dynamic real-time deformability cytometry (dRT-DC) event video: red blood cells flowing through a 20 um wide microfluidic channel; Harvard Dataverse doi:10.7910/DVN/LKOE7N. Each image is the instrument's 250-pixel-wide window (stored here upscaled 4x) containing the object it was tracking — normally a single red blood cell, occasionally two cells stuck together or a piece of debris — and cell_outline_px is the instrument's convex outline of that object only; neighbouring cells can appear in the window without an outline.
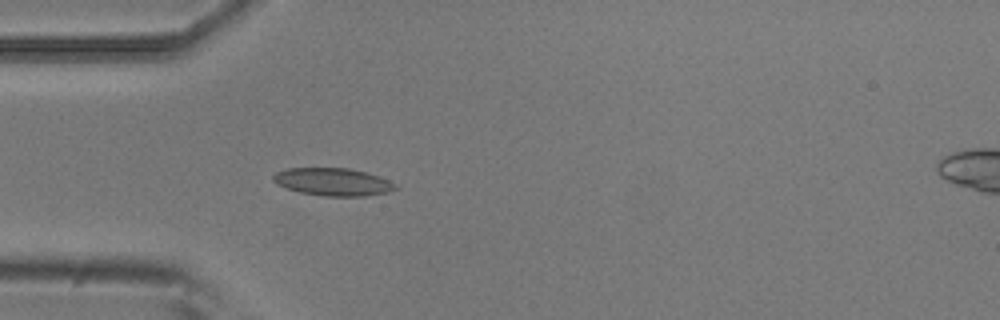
{"species": "common noctule bat (a hibernating species)", "species_latin": "Nyctalus noctula", "temperature_condition": "room temperature", "stored_images_in_passage": 5, "camera_frame_rate_fps": 3000, "um_per_image_px": 0.085, "animal": {"sex": "male", "body_mass_g": 20.5, "forearm_length_mm": 52.5}, "frame": {"image": 1, "passage_image": 5, "time_ms": 1.333, "image_size_px": [1000, 320], "cell_outline_px": [[400, 188], [388, 192], [364, 196], [324, 196], [300, 192], [276, 184], [272, 180], [272, 176], [276, 172], [288, 168], [348, 168], [364, 172], [388, 180], [396, 184]], "centroid_in_image_um": [28.29, 15.46], "position_along_channel_um": 56.7, "area_um2": 19.59}}